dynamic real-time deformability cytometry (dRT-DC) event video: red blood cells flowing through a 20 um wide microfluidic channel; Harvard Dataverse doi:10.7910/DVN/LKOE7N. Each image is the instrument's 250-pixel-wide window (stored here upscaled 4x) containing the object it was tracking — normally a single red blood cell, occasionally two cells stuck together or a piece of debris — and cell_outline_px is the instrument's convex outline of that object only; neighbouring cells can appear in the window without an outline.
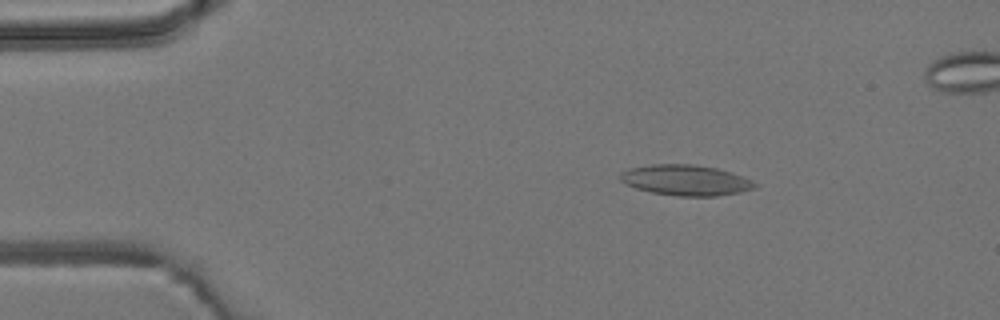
{"species": "common noctule bat (a hibernating species)", "species_latin": "Nyctalus noctula", "temperature_condition": "room temperature", "stored_images_in_passage": 5, "camera_frame_rate_fps": 3000, "um_per_image_px": 0.085, "animal": {"sex": "male", "body_mass_g": 19.2, "forearm_length_mm": 51.8}, "frame": {"image": 1, "passage_image": 2, "time_ms": 1.333, "image_size_px": [1000, 320], "cell_outline_px": [[760, 184], [756, 188], [740, 192], [716, 196], [676, 196], [652, 192], [636, 188], [620, 180], [620, 172], [628, 168], [652, 164], [692, 164], [716, 168], [732, 172], [752, 180]], "centroid_in_image_um": [58.32, 15.31], "position_along_channel_um": 26.7, "area_um2": 24.1}}